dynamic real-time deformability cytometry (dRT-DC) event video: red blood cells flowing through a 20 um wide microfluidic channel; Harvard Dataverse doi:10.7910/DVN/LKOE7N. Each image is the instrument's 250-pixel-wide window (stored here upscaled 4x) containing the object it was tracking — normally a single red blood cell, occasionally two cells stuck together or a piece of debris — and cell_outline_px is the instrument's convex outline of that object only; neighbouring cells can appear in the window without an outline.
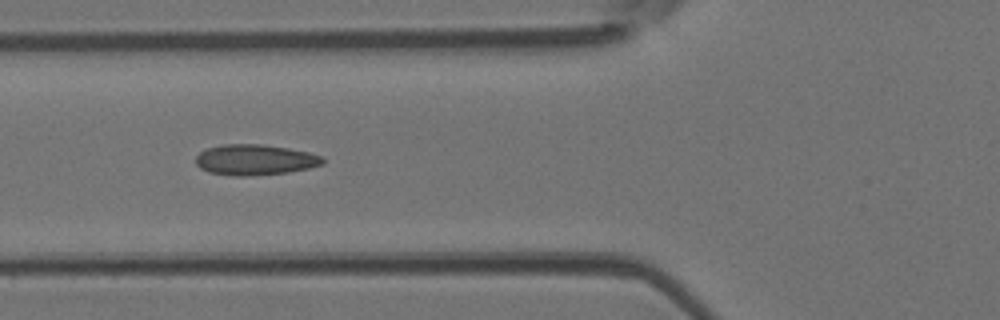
{"species": "Egyptian fruit bat (a non-hibernating species)", "species_latin": "Rousettus aegyptiacus", "temperature_condition": "room temperature", "stored_images_in_passage": 5, "camera_frame_rate_fps": 3000, "um_per_image_px": 0.085, "animal": {"sex": "female"}, "frame": {"image": 1, "passage_image": 3, "time_ms": 0.667, "image_size_px": [1000, 320], "cell_outline_px": [[324, 164], [308, 168], [288, 172], [248, 176], [236, 176], [208, 172], [200, 168], [196, 164], [196, 156], [200, 152], [208, 148], [224, 144], [260, 144], [288, 148], [308, 152], [324, 156]], "centroid_in_image_um": [21.68, 13.58], "position_along_channel_um": 104.1, "area_um2": 22.66}}
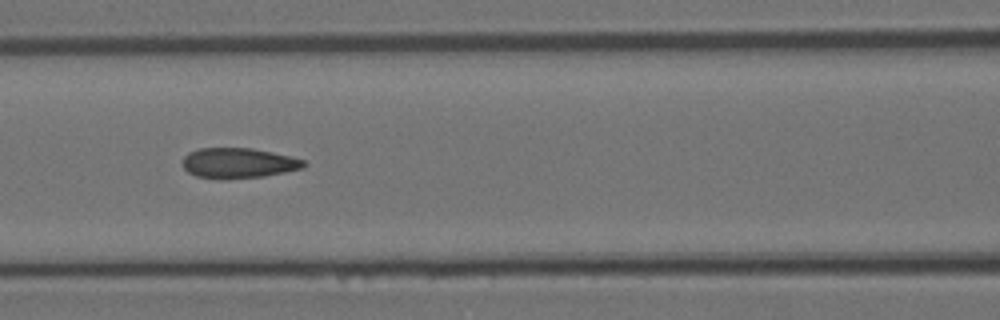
{"frame": {"image": 2, "passage_image": 4, "time_ms": 1.0, "image_size_px": [1000, 320], "cell_outline_px": [[308, 164], [304, 168], [264, 176], [224, 180], [220, 180], [196, 176], [188, 172], [184, 168], [184, 156], [188, 152], [200, 148], [252, 148], [292, 156], [304, 160]], "centroid_in_image_um": [20.28, 13.87], "position_along_channel_um": 146.3, "area_um2": 21.62}}
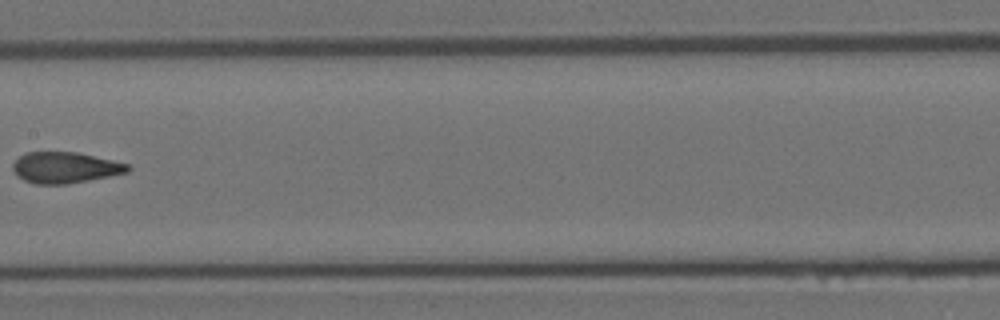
{"frame": {"image": 3, "passage_image": 5, "time_ms": 1.333, "image_size_px": [1000, 320], "cell_outline_px": [[132, 168], [128, 172], [68, 184], [36, 184], [24, 180], [16, 176], [12, 168], [12, 164], [20, 156], [28, 152], [76, 152], [112, 160], [128, 164]], "centroid_in_image_um": [5.51, 14.25], "position_along_channel_um": 201.9, "area_um2": 20.69}}